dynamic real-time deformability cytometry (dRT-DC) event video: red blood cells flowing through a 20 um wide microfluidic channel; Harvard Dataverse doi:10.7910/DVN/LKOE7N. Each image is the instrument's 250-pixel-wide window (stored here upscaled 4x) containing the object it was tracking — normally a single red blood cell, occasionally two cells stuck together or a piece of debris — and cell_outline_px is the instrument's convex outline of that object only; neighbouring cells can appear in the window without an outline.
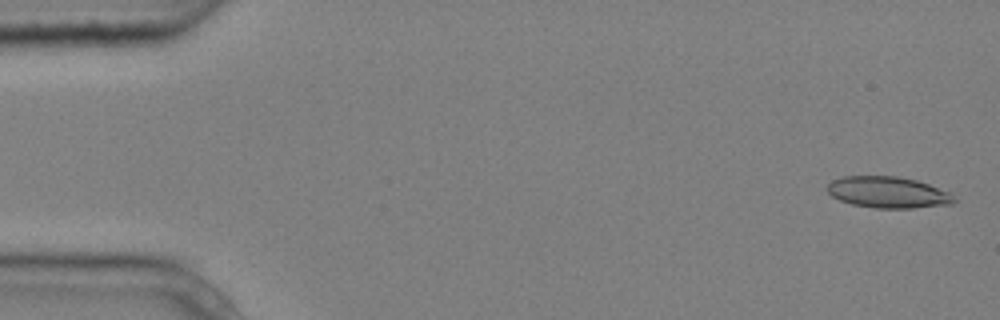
{"species": "common noctule bat (a hibernating species)", "species_latin": "Nyctalus noctula", "temperature_condition": "cold", "stored_images_in_passage": 6, "segment_of_instrument_passage": [1, 2], "camera_frame_rate_fps": 3000, "um_per_image_px": 0.085, "animal": {"sex": "male", "body_mass_g": 20.4}, "frame": {"image": 1, "passage_image": 1, "time_ms": 0.0, "image_size_px": [1000, 320], "cell_outline_px": [[956, 200], [952, 204], [912, 208], [876, 208], [852, 204], [840, 200], [832, 196], [828, 192], [828, 184], [832, 180], [844, 176], [900, 176], [916, 180], [952, 192]], "centroid_in_image_um": [75.52, 16.34], "position_along_channel_um": 9.5, "area_um2": 23.24}}